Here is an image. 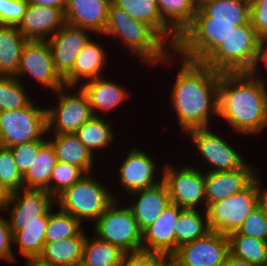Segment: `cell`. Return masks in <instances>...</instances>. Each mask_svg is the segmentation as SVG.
Here are the masks:
<instances>
[{
    "mask_svg": "<svg viewBox=\"0 0 267 266\" xmlns=\"http://www.w3.org/2000/svg\"><path fill=\"white\" fill-rule=\"evenodd\" d=\"M260 36L251 22L237 26L203 61L218 72H250L254 66Z\"/></svg>",
    "mask_w": 267,
    "mask_h": 266,
    "instance_id": "cell-6",
    "label": "cell"
},
{
    "mask_svg": "<svg viewBox=\"0 0 267 266\" xmlns=\"http://www.w3.org/2000/svg\"><path fill=\"white\" fill-rule=\"evenodd\" d=\"M96 175V172L87 173L56 198V205L85 227V224L92 226L115 200H122L121 194L113 191L115 188H107Z\"/></svg>",
    "mask_w": 267,
    "mask_h": 266,
    "instance_id": "cell-4",
    "label": "cell"
},
{
    "mask_svg": "<svg viewBox=\"0 0 267 266\" xmlns=\"http://www.w3.org/2000/svg\"><path fill=\"white\" fill-rule=\"evenodd\" d=\"M64 24V13L60 9L28 4L17 27L27 40L47 41Z\"/></svg>",
    "mask_w": 267,
    "mask_h": 266,
    "instance_id": "cell-23",
    "label": "cell"
},
{
    "mask_svg": "<svg viewBox=\"0 0 267 266\" xmlns=\"http://www.w3.org/2000/svg\"><path fill=\"white\" fill-rule=\"evenodd\" d=\"M223 266H256L251 263H249L246 260L237 258L233 256L231 253H229L225 259V263Z\"/></svg>",
    "mask_w": 267,
    "mask_h": 266,
    "instance_id": "cell-50",
    "label": "cell"
},
{
    "mask_svg": "<svg viewBox=\"0 0 267 266\" xmlns=\"http://www.w3.org/2000/svg\"><path fill=\"white\" fill-rule=\"evenodd\" d=\"M25 266H49L39 262L37 259H25Z\"/></svg>",
    "mask_w": 267,
    "mask_h": 266,
    "instance_id": "cell-52",
    "label": "cell"
},
{
    "mask_svg": "<svg viewBox=\"0 0 267 266\" xmlns=\"http://www.w3.org/2000/svg\"><path fill=\"white\" fill-rule=\"evenodd\" d=\"M34 102L19 110L0 112V138L2 146L11 148L31 141H48L47 110Z\"/></svg>",
    "mask_w": 267,
    "mask_h": 266,
    "instance_id": "cell-10",
    "label": "cell"
},
{
    "mask_svg": "<svg viewBox=\"0 0 267 266\" xmlns=\"http://www.w3.org/2000/svg\"><path fill=\"white\" fill-rule=\"evenodd\" d=\"M186 134L188 136H186V140L188 138L192 142L187 143L192 144L190 145L192 149L197 150L195 156L197 155L199 158L196 160H202V164L205 165L200 168L204 172L236 170L247 162L245 156L243 157L237 150L238 148L226 141L227 138H224V134H219L217 129L212 126L192 129Z\"/></svg>",
    "mask_w": 267,
    "mask_h": 266,
    "instance_id": "cell-8",
    "label": "cell"
},
{
    "mask_svg": "<svg viewBox=\"0 0 267 266\" xmlns=\"http://www.w3.org/2000/svg\"><path fill=\"white\" fill-rule=\"evenodd\" d=\"M179 62H178V60ZM180 63L169 96V106L176 114L180 134L196 128L218 124V87L220 74L203 62H196L172 52L163 62L157 65L171 67ZM170 65V66H169ZM215 118L216 122H213ZM185 133V134H184Z\"/></svg>",
    "mask_w": 267,
    "mask_h": 266,
    "instance_id": "cell-1",
    "label": "cell"
},
{
    "mask_svg": "<svg viewBox=\"0 0 267 266\" xmlns=\"http://www.w3.org/2000/svg\"><path fill=\"white\" fill-rule=\"evenodd\" d=\"M0 180L10 193L23 189V176L18 170L10 148L0 149Z\"/></svg>",
    "mask_w": 267,
    "mask_h": 266,
    "instance_id": "cell-40",
    "label": "cell"
},
{
    "mask_svg": "<svg viewBox=\"0 0 267 266\" xmlns=\"http://www.w3.org/2000/svg\"><path fill=\"white\" fill-rule=\"evenodd\" d=\"M122 155L126 157H122V161L119 162L117 169L119 174L115 177L118 178L117 187H122L119 193L125 194L123 200L134 191L150 188L162 182L163 168L158 169L160 166L158 159L153 158L147 150L131 146L127 154Z\"/></svg>",
    "mask_w": 267,
    "mask_h": 266,
    "instance_id": "cell-14",
    "label": "cell"
},
{
    "mask_svg": "<svg viewBox=\"0 0 267 266\" xmlns=\"http://www.w3.org/2000/svg\"><path fill=\"white\" fill-rule=\"evenodd\" d=\"M86 234L81 266H119L126 254L118 246ZM92 238V239H91Z\"/></svg>",
    "mask_w": 267,
    "mask_h": 266,
    "instance_id": "cell-32",
    "label": "cell"
},
{
    "mask_svg": "<svg viewBox=\"0 0 267 266\" xmlns=\"http://www.w3.org/2000/svg\"><path fill=\"white\" fill-rule=\"evenodd\" d=\"M83 228V224L78 219L62 211L56 205L49 214L45 239L46 242H53L71 238L76 236Z\"/></svg>",
    "mask_w": 267,
    "mask_h": 266,
    "instance_id": "cell-38",
    "label": "cell"
},
{
    "mask_svg": "<svg viewBox=\"0 0 267 266\" xmlns=\"http://www.w3.org/2000/svg\"><path fill=\"white\" fill-rule=\"evenodd\" d=\"M210 232L205 210L183 208L175 224V251Z\"/></svg>",
    "mask_w": 267,
    "mask_h": 266,
    "instance_id": "cell-33",
    "label": "cell"
},
{
    "mask_svg": "<svg viewBox=\"0 0 267 266\" xmlns=\"http://www.w3.org/2000/svg\"><path fill=\"white\" fill-rule=\"evenodd\" d=\"M119 266H169V259L160 254L141 251L125 254Z\"/></svg>",
    "mask_w": 267,
    "mask_h": 266,
    "instance_id": "cell-44",
    "label": "cell"
},
{
    "mask_svg": "<svg viewBox=\"0 0 267 266\" xmlns=\"http://www.w3.org/2000/svg\"><path fill=\"white\" fill-rule=\"evenodd\" d=\"M28 4L50 6L65 11L68 0H26Z\"/></svg>",
    "mask_w": 267,
    "mask_h": 266,
    "instance_id": "cell-49",
    "label": "cell"
},
{
    "mask_svg": "<svg viewBox=\"0 0 267 266\" xmlns=\"http://www.w3.org/2000/svg\"><path fill=\"white\" fill-rule=\"evenodd\" d=\"M3 146H2V142H1V138H0V149L2 148Z\"/></svg>",
    "mask_w": 267,
    "mask_h": 266,
    "instance_id": "cell-54",
    "label": "cell"
},
{
    "mask_svg": "<svg viewBox=\"0 0 267 266\" xmlns=\"http://www.w3.org/2000/svg\"><path fill=\"white\" fill-rule=\"evenodd\" d=\"M26 42L17 26L0 25V76L16 77Z\"/></svg>",
    "mask_w": 267,
    "mask_h": 266,
    "instance_id": "cell-30",
    "label": "cell"
},
{
    "mask_svg": "<svg viewBox=\"0 0 267 266\" xmlns=\"http://www.w3.org/2000/svg\"><path fill=\"white\" fill-rule=\"evenodd\" d=\"M162 20L178 35L192 23L198 0H156Z\"/></svg>",
    "mask_w": 267,
    "mask_h": 266,
    "instance_id": "cell-34",
    "label": "cell"
},
{
    "mask_svg": "<svg viewBox=\"0 0 267 266\" xmlns=\"http://www.w3.org/2000/svg\"><path fill=\"white\" fill-rule=\"evenodd\" d=\"M90 30L65 23L47 42L56 71L64 78L74 67L79 53L93 37Z\"/></svg>",
    "mask_w": 267,
    "mask_h": 266,
    "instance_id": "cell-17",
    "label": "cell"
},
{
    "mask_svg": "<svg viewBox=\"0 0 267 266\" xmlns=\"http://www.w3.org/2000/svg\"><path fill=\"white\" fill-rule=\"evenodd\" d=\"M250 20H211L199 8L192 23L179 36L174 52L182 58L203 62L237 26Z\"/></svg>",
    "mask_w": 267,
    "mask_h": 266,
    "instance_id": "cell-5",
    "label": "cell"
},
{
    "mask_svg": "<svg viewBox=\"0 0 267 266\" xmlns=\"http://www.w3.org/2000/svg\"><path fill=\"white\" fill-rule=\"evenodd\" d=\"M86 234L85 227L74 237L45 242L37 260L49 266H79Z\"/></svg>",
    "mask_w": 267,
    "mask_h": 266,
    "instance_id": "cell-25",
    "label": "cell"
},
{
    "mask_svg": "<svg viewBox=\"0 0 267 266\" xmlns=\"http://www.w3.org/2000/svg\"><path fill=\"white\" fill-rule=\"evenodd\" d=\"M25 77L27 80H35L39 89L40 86L43 87V91L47 93L44 95L65 86L63 78L55 69L52 51L47 41L27 40L24 44L16 78L26 84L29 81L25 80Z\"/></svg>",
    "mask_w": 267,
    "mask_h": 266,
    "instance_id": "cell-13",
    "label": "cell"
},
{
    "mask_svg": "<svg viewBox=\"0 0 267 266\" xmlns=\"http://www.w3.org/2000/svg\"><path fill=\"white\" fill-rule=\"evenodd\" d=\"M57 161L54 148L47 141L39 149L32 166L23 175V188L46 190L50 193V177Z\"/></svg>",
    "mask_w": 267,
    "mask_h": 266,
    "instance_id": "cell-31",
    "label": "cell"
},
{
    "mask_svg": "<svg viewBox=\"0 0 267 266\" xmlns=\"http://www.w3.org/2000/svg\"><path fill=\"white\" fill-rule=\"evenodd\" d=\"M229 252L256 266L267 264V242L241 234H229Z\"/></svg>",
    "mask_w": 267,
    "mask_h": 266,
    "instance_id": "cell-36",
    "label": "cell"
},
{
    "mask_svg": "<svg viewBox=\"0 0 267 266\" xmlns=\"http://www.w3.org/2000/svg\"><path fill=\"white\" fill-rule=\"evenodd\" d=\"M262 176L261 174L257 177V198H258V207L261 209L262 213L267 220V187L262 185Z\"/></svg>",
    "mask_w": 267,
    "mask_h": 266,
    "instance_id": "cell-48",
    "label": "cell"
},
{
    "mask_svg": "<svg viewBox=\"0 0 267 266\" xmlns=\"http://www.w3.org/2000/svg\"><path fill=\"white\" fill-rule=\"evenodd\" d=\"M183 208L171 203L142 233V251L156 253L168 259L175 253V224Z\"/></svg>",
    "mask_w": 267,
    "mask_h": 266,
    "instance_id": "cell-21",
    "label": "cell"
},
{
    "mask_svg": "<svg viewBox=\"0 0 267 266\" xmlns=\"http://www.w3.org/2000/svg\"><path fill=\"white\" fill-rule=\"evenodd\" d=\"M259 1H263V0H248L249 3H256V2H259Z\"/></svg>",
    "mask_w": 267,
    "mask_h": 266,
    "instance_id": "cell-53",
    "label": "cell"
},
{
    "mask_svg": "<svg viewBox=\"0 0 267 266\" xmlns=\"http://www.w3.org/2000/svg\"><path fill=\"white\" fill-rule=\"evenodd\" d=\"M198 8L211 20H250L248 0H198Z\"/></svg>",
    "mask_w": 267,
    "mask_h": 266,
    "instance_id": "cell-35",
    "label": "cell"
},
{
    "mask_svg": "<svg viewBox=\"0 0 267 266\" xmlns=\"http://www.w3.org/2000/svg\"><path fill=\"white\" fill-rule=\"evenodd\" d=\"M105 36V37H104ZM111 38L124 45L125 51L147 68L163 62L174 49L148 24L135 20L112 2L101 38ZM118 39V40H117ZM116 40V41H115Z\"/></svg>",
    "mask_w": 267,
    "mask_h": 266,
    "instance_id": "cell-3",
    "label": "cell"
},
{
    "mask_svg": "<svg viewBox=\"0 0 267 266\" xmlns=\"http://www.w3.org/2000/svg\"><path fill=\"white\" fill-rule=\"evenodd\" d=\"M0 213H5L0 210ZM0 260L5 263H16L13 250L12 232L9 228L7 217L0 214Z\"/></svg>",
    "mask_w": 267,
    "mask_h": 266,
    "instance_id": "cell-45",
    "label": "cell"
},
{
    "mask_svg": "<svg viewBox=\"0 0 267 266\" xmlns=\"http://www.w3.org/2000/svg\"><path fill=\"white\" fill-rule=\"evenodd\" d=\"M46 137L54 148L58 161L75 165L86 174L94 172L97 158L80 142L75 133H47Z\"/></svg>",
    "mask_w": 267,
    "mask_h": 266,
    "instance_id": "cell-26",
    "label": "cell"
},
{
    "mask_svg": "<svg viewBox=\"0 0 267 266\" xmlns=\"http://www.w3.org/2000/svg\"><path fill=\"white\" fill-rule=\"evenodd\" d=\"M104 118V116H93L75 132L80 142L94 155L95 158L96 156L100 157V155H102L103 158V153L107 150L109 151L111 145L116 143L114 139L117 140L114 129H112L114 126L112 124L113 120L110 119V123L108 120L109 118H107V120ZM98 151H101L102 154Z\"/></svg>",
    "mask_w": 267,
    "mask_h": 266,
    "instance_id": "cell-29",
    "label": "cell"
},
{
    "mask_svg": "<svg viewBox=\"0 0 267 266\" xmlns=\"http://www.w3.org/2000/svg\"><path fill=\"white\" fill-rule=\"evenodd\" d=\"M111 0H68L65 23L102 35L108 21Z\"/></svg>",
    "mask_w": 267,
    "mask_h": 266,
    "instance_id": "cell-24",
    "label": "cell"
},
{
    "mask_svg": "<svg viewBox=\"0 0 267 266\" xmlns=\"http://www.w3.org/2000/svg\"><path fill=\"white\" fill-rule=\"evenodd\" d=\"M250 4V22L257 34L267 36V0Z\"/></svg>",
    "mask_w": 267,
    "mask_h": 266,
    "instance_id": "cell-46",
    "label": "cell"
},
{
    "mask_svg": "<svg viewBox=\"0 0 267 266\" xmlns=\"http://www.w3.org/2000/svg\"><path fill=\"white\" fill-rule=\"evenodd\" d=\"M164 162L163 179L170 195L171 203L187 209H206L204 171L195 164L174 165ZM187 164V165H186ZM163 165V166H162ZM180 166V167H179Z\"/></svg>",
    "mask_w": 267,
    "mask_h": 266,
    "instance_id": "cell-11",
    "label": "cell"
},
{
    "mask_svg": "<svg viewBox=\"0 0 267 266\" xmlns=\"http://www.w3.org/2000/svg\"><path fill=\"white\" fill-rule=\"evenodd\" d=\"M127 196L129 200L125 199L126 202L128 201L126 204L131 209L142 233L171 204L168 189L163 181L156 186L134 191Z\"/></svg>",
    "mask_w": 267,
    "mask_h": 266,
    "instance_id": "cell-19",
    "label": "cell"
},
{
    "mask_svg": "<svg viewBox=\"0 0 267 266\" xmlns=\"http://www.w3.org/2000/svg\"><path fill=\"white\" fill-rule=\"evenodd\" d=\"M86 173L79 167L57 161L50 177V194L56 199Z\"/></svg>",
    "mask_w": 267,
    "mask_h": 266,
    "instance_id": "cell-39",
    "label": "cell"
},
{
    "mask_svg": "<svg viewBox=\"0 0 267 266\" xmlns=\"http://www.w3.org/2000/svg\"><path fill=\"white\" fill-rule=\"evenodd\" d=\"M231 234H241L267 242V220L261 209L257 207L248 215L247 219L238 231Z\"/></svg>",
    "mask_w": 267,
    "mask_h": 266,
    "instance_id": "cell-42",
    "label": "cell"
},
{
    "mask_svg": "<svg viewBox=\"0 0 267 266\" xmlns=\"http://www.w3.org/2000/svg\"><path fill=\"white\" fill-rule=\"evenodd\" d=\"M258 168L246 162L236 170L204 172L206 207L245 190L261 174Z\"/></svg>",
    "mask_w": 267,
    "mask_h": 266,
    "instance_id": "cell-18",
    "label": "cell"
},
{
    "mask_svg": "<svg viewBox=\"0 0 267 266\" xmlns=\"http://www.w3.org/2000/svg\"><path fill=\"white\" fill-rule=\"evenodd\" d=\"M257 207L256 178L245 190L206 207L209 229L226 236L237 232Z\"/></svg>",
    "mask_w": 267,
    "mask_h": 266,
    "instance_id": "cell-12",
    "label": "cell"
},
{
    "mask_svg": "<svg viewBox=\"0 0 267 266\" xmlns=\"http://www.w3.org/2000/svg\"><path fill=\"white\" fill-rule=\"evenodd\" d=\"M27 6L26 0H0V25L18 26Z\"/></svg>",
    "mask_w": 267,
    "mask_h": 266,
    "instance_id": "cell-43",
    "label": "cell"
},
{
    "mask_svg": "<svg viewBox=\"0 0 267 266\" xmlns=\"http://www.w3.org/2000/svg\"><path fill=\"white\" fill-rule=\"evenodd\" d=\"M11 193L3 186L0 180V210L5 208Z\"/></svg>",
    "mask_w": 267,
    "mask_h": 266,
    "instance_id": "cell-51",
    "label": "cell"
},
{
    "mask_svg": "<svg viewBox=\"0 0 267 266\" xmlns=\"http://www.w3.org/2000/svg\"><path fill=\"white\" fill-rule=\"evenodd\" d=\"M98 37L102 35L93 36L79 53L73 69L63 78L65 86H80L86 81L107 76L105 72L109 60L107 52L111 51H106L102 41L99 43V40H96Z\"/></svg>",
    "mask_w": 267,
    "mask_h": 266,
    "instance_id": "cell-22",
    "label": "cell"
},
{
    "mask_svg": "<svg viewBox=\"0 0 267 266\" xmlns=\"http://www.w3.org/2000/svg\"><path fill=\"white\" fill-rule=\"evenodd\" d=\"M110 79L101 76L79 86L86 94L94 116L106 117L131 98V92L125 86Z\"/></svg>",
    "mask_w": 267,
    "mask_h": 266,
    "instance_id": "cell-20",
    "label": "cell"
},
{
    "mask_svg": "<svg viewBox=\"0 0 267 266\" xmlns=\"http://www.w3.org/2000/svg\"><path fill=\"white\" fill-rule=\"evenodd\" d=\"M52 95L57 101L45 105L47 133H75L94 116L88 98L79 86H64Z\"/></svg>",
    "mask_w": 267,
    "mask_h": 266,
    "instance_id": "cell-9",
    "label": "cell"
},
{
    "mask_svg": "<svg viewBox=\"0 0 267 266\" xmlns=\"http://www.w3.org/2000/svg\"><path fill=\"white\" fill-rule=\"evenodd\" d=\"M16 77L0 76V112L19 110L33 101L29 90Z\"/></svg>",
    "mask_w": 267,
    "mask_h": 266,
    "instance_id": "cell-37",
    "label": "cell"
},
{
    "mask_svg": "<svg viewBox=\"0 0 267 266\" xmlns=\"http://www.w3.org/2000/svg\"><path fill=\"white\" fill-rule=\"evenodd\" d=\"M135 20L151 26L173 49L179 36L162 20L156 0H111Z\"/></svg>",
    "mask_w": 267,
    "mask_h": 266,
    "instance_id": "cell-27",
    "label": "cell"
},
{
    "mask_svg": "<svg viewBox=\"0 0 267 266\" xmlns=\"http://www.w3.org/2000/svg\"><path fill=\"white\" fill-rule=\"evenodd\" d=\"M267 81L250 72H222L218 87V119L233 134L262 135L267 128ZM224 120V121H223ZM230 127V128H229ZM261 133V134H260Z\"/></svg>",
    "mask_w": 267,
    "mask_h": 266,
    "instance_id": "cell-2",
    "label": "cell"
},
{
    "mask_svg": "<svg viewBox=\"0 0 267 266\" xmlns=\"http://www.w3.org/2000/svg\"><path fill=\"white\" fill-rule=\"evenodd\" d=\"M226 235L215 231L177 248L169 258V266H223L229 254Z\"/></svg>",
    "mask_w": 267,
    "mask_h": 266,
    "instance_id": "cell-15",
    "label": "cell"
},
{
    "mask_svg": "<svg viewBox=\"0 0 267 266\" xmlns=\"http://www.w3.org/2000/svg\"><path fill=\"white\" fill-rule=\"evenodd\" d=\"M46 142L47 141H31L23 144H18L10 148L14 157V161L22 176L32 166L34 158L35 156H37L39 149Z\"/></svg>",
    "mask_w": 267,
    "mask_h": 266,
    "instance_id": "cell-41",
    "label": "cell"
},
{
    "mask_svg": "<svg viewBox=\"0 0 267 266\" xmlns=\"http://www.w3.org/2000/svg\"><path fill=\"white\" fill-rule=\"evenodd\" d=\"M265 69L267 68V36H261L258 41V50H257V56L254 63L253 68L251 69L250 73L253 75L259 76L260 74V68L262 71V66ZM265 65V66H264Z\"/></svg>",
    "mask_w": 267,
    "mask_h": 266,
    "instance_id": "cell-47",
    "label": "cell"
},
{
    "mask_svg": "<svg viewBox=\"0 0 267 266\" xmlns=\"http://www.w3.org/2000/svg\"><path fill=\"white\" fill-rule=\"evenodd\" d=\"M123 202L115 200L92 225L91 233L126 254L141 252L142 232L131 209Z\"/></svg>",
    "mask_w": 267,
    "mask_h": 266,
    "instance_id": "cell-7",
    "label": "cell"
},
{
    "mask_svg": "<svg viewBox=\"0 0 267 266\" xmlns=\"http://www.w3.org/2000/svg\"><path fill=\"white\" fill-rule=\"evenodd\" d=\"M56 199L46 190L20 189L11 193L3 209L8 223L48 222Z\"/></svg>",
    "mask_w": 267,
    "mask_h": 266,
    "instance_id": "cell-16",
    "label": "cell"
},
{
    "mask_svg": "<svg viewBox=\"0 0 267 266\" xmlns=\"http://www.w3.org/2000/svg\"><path fill=\"white\" fill-rule=\"evenodd\" d=\"M48 222L8 223L12 232L14 256L25 259H37L46 242L45 234ZM15 249H17L15 252Z\"/></svg>",
    "mask_w": 267,
    "mask_h": 266,
    "instance_id": "cell-28",
    "label": "cell"
}]
</instances>
